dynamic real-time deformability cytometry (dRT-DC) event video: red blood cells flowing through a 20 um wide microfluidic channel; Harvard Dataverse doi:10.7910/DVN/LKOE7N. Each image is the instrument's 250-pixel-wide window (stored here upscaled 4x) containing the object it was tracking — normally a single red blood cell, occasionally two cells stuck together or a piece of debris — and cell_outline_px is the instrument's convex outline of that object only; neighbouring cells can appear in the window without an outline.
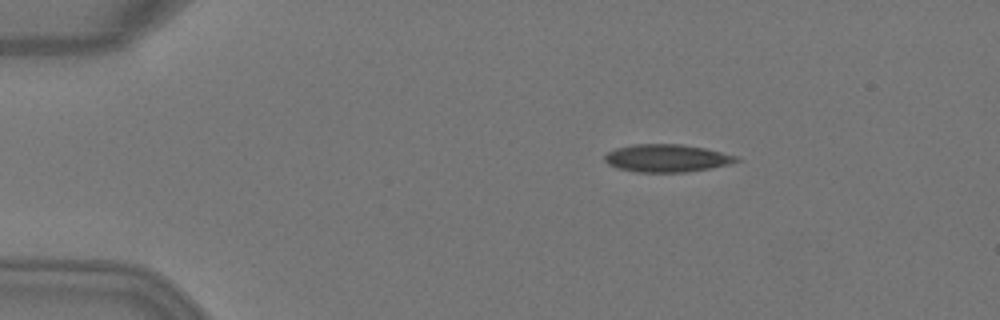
{"species": "Egyptian fruit bat (a non-hibernating species)", "species_latin": "Rousettus aegyptiacus", "temperature_condition": "warm", "stored_images_in_passage": 2, "camera_frame_rate_fps": 3000, "um_per_image_px": 0.085, "animal": {"sex": "female"}, "frame": {"image": 1, "passage_image": 1, "time_ms": 0.0, "image_size_px": [1000, 320], "cell_outline_px": [[740, 160], [728, 164], [708, 168], [684, 172], [636, 172], [616, 168], [608, 164], [604, 160], [604, 156], [608, 152], [616, 148], [632, 144], [680, 144], [704, 148], [740, 156]], "centroid_in_image_um": [56.65, 13.44], "position_along_channel_um": 28.3, "area_um2": 21.21}}